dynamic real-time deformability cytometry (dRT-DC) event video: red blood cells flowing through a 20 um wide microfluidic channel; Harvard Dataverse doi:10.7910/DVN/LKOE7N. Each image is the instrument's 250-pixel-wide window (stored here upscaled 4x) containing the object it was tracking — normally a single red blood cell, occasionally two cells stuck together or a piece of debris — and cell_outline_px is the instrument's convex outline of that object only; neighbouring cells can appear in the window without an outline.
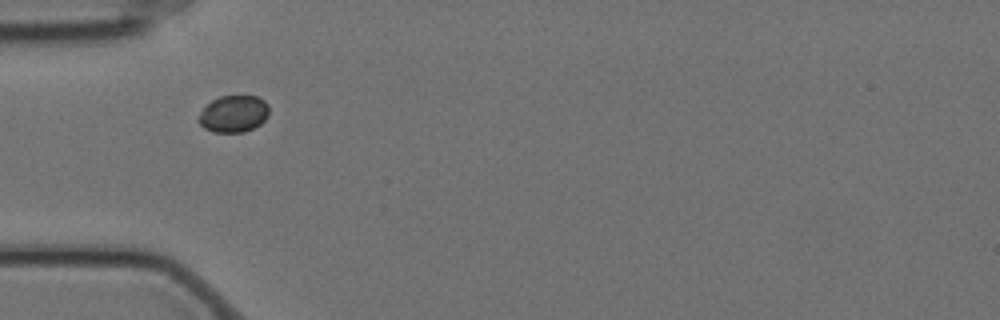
{"species": "Egyptian fruit bat (a non-hibernating species)", "species_latin": "Rousettus aegyptiacus", "temperature_condition": "cold", "stored_images_in_passage": 2, "camera_frame_rate_fps": 3000, "um_per_image_px": 0.085, "animal": {"sex": "female"}, "frame": {"image": 1, "passage_image": 1, "time_ms": 0.0, "image_size_px": [1000, 320], "cell_outline_px": [[268, 116], [260, 124], [244, 132], [212, 132], [204, 128], [200, 124], [200, 112], [212, 100], [220, 96], [256, 96], [264, 100], [268, 104]], "centroid_in_image_um": [19.87, 9.68], "position_along_channel_um": 65.1, "area_um2": 14.97}}
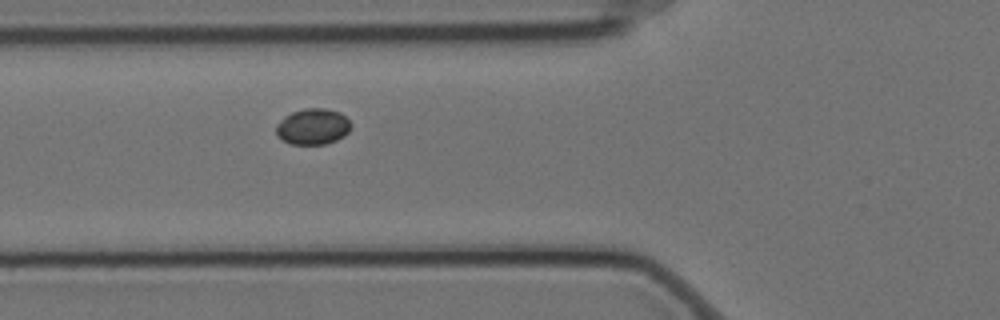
{"frame": {"image": 2, "passage_image": 2, "time_ms": 0.333, "image_size_px": [1000, 320], "cell_outline_px": [[352, 124], [348, 132], [344, 136], [336, 140], [324, 144], [292, 144], [280, 140], [276, 136], [276, 124], [284, 116], [292, 112], [304, 108], [328, 108], [340, 112]], "centroid_in_image_um": [26.57, 10.75], "position_along_channel_um": 99.2, "area_um2": 15.9}}